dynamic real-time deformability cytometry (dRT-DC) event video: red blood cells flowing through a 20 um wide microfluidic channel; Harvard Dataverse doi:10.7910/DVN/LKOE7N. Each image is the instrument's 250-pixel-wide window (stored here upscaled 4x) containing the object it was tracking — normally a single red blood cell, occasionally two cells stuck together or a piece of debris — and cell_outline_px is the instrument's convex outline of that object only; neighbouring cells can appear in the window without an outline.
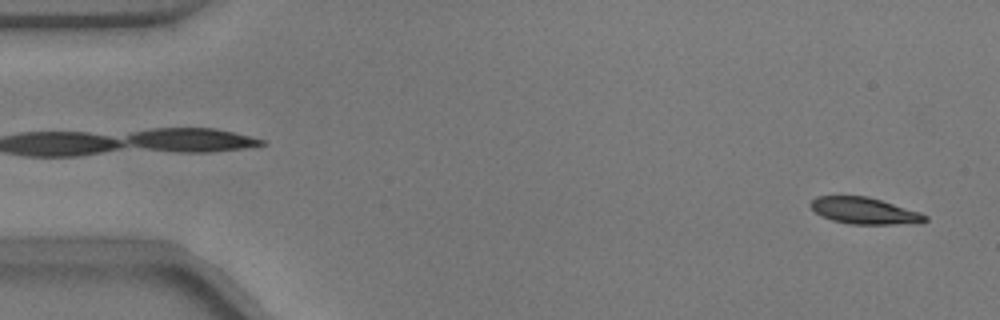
{"species": "common noctule bat (a hibernating species)", "species_latin": "Nyctalus noctula", "temperature_condition": "warm", "stored_images_in_passage": 53, "camera_frame_rate_fps": 3000, "um_per_image_px": 0.085, "animal": {"sex": "male", "body_mass_g": 17.9}, "frame": {"image": 1, "passage_image": 2, "time_ms": 0.333, "image_size_px": [1000, 320], "cell_outline_px": [[928, 220], [920, 224], [852, 224], [832, 220], [816, 212], [808, 204], [816, 196], [868, 196], [920, 212], [928, 216]], "centroid_in_image_um": [73.52, 17.92], "position_along_channel_um": 11.5, "area_um2": 17.74}}
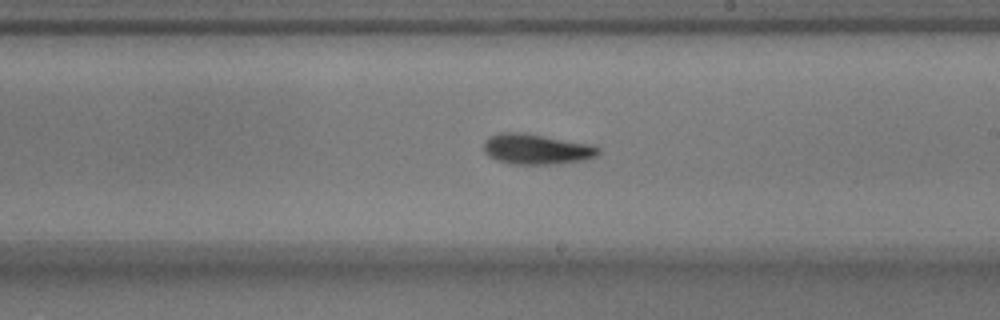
{"frame": {"image": 2, "passage_image": 30, "time_ms": 9.667, "image_size_px": [1000, 320], "cell_outline_px": [[600, 152], [596, 156], [580, 160], [560, 164], [512, 164], [496, 160], [488, 156], [484, 152], [484, 140], [500, 132], [524, 132], [588, 144], [600, 148]], "centroid_in_image_um": [45.56, 12.68], "position_along_channel_um": 243.4, "area_um2": 20.23}}
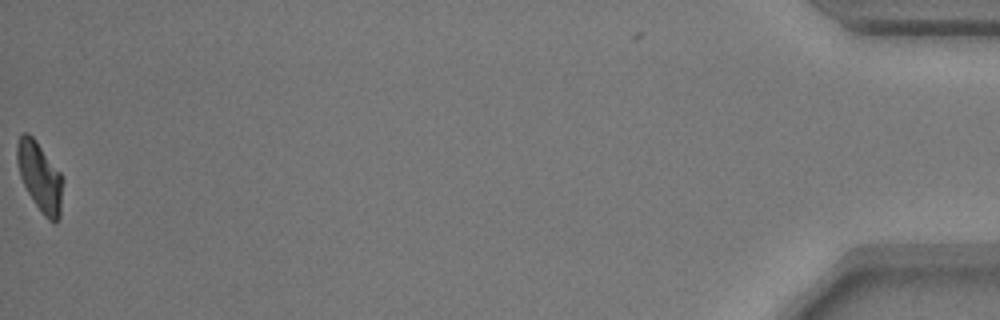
{"frame": {"image": 3, "passage_image": 53, "time_ms": 17.333, "image_size_px": [1000, 320], "cell_outline_px": [[64, 180], [60, 216], [56, 220], [48, 220], [44, 216], [28, 192], [20, 176], [16, 160], [16, 144], [20, 136], [24, 132], [28, 132], [36, 140], [60, 172]], "centroid_in_image_um": [3.39, 14.99], "position_along_channel_um": 431.8, "area_um2": 18.38}, "authors_computed_cell_mechanics": {"area_um2": 19.0162, "velocity_mm_per_s": 3.7678, "shape_relaxation_time_tau1_ms": 3.189, "shape_relaxation_time_tau2_ms": 2.5586, "deformation_change_tau1": 0.161, "deformation_change_tau2": 0.0909}}